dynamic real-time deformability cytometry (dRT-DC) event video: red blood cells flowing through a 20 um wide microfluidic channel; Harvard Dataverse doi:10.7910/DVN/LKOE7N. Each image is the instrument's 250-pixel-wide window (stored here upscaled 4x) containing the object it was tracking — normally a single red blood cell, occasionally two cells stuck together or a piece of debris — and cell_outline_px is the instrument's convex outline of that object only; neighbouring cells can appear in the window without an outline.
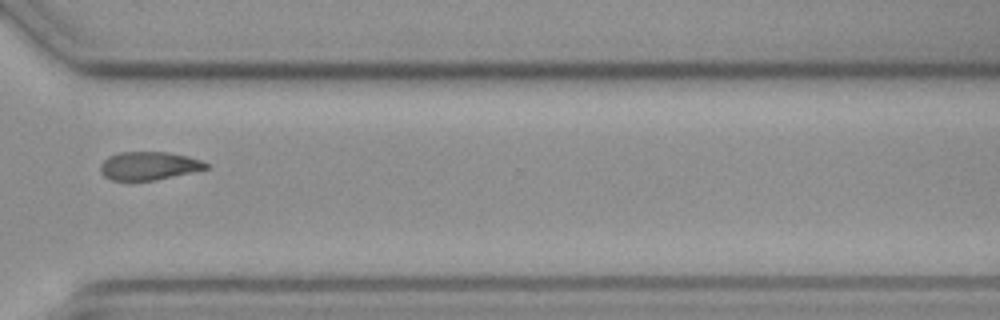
{"species": "common noctule bat (a hibernating species)", "species_latin": "Nyctalus noctula", "temperature_condition": "cold", "stored_images_in_passage": 15, "camera_frame_rate_fps": 3000, "um_per_image_px": 0.085, "animal": {"sex": "female", "body_mass_g": 19.3, "forearm_length_mm": 54.1}, "frame": {"image": 1, "passage_image": 11, "time_ms": 12.667, "image_size_px": [1000, 320], "cell_outline_px": [[208, 168], [156, 180], [112, 180], [104, 176], [100, 172], [100, 164], [108, 156], [120, 152], [168, 152], [188, 156], [200, 160], [208, 164]], "centroid_in_image_um": [12.62, 14.09], "position_along_channel_um": 358.0, "area_um2": 17.28}}
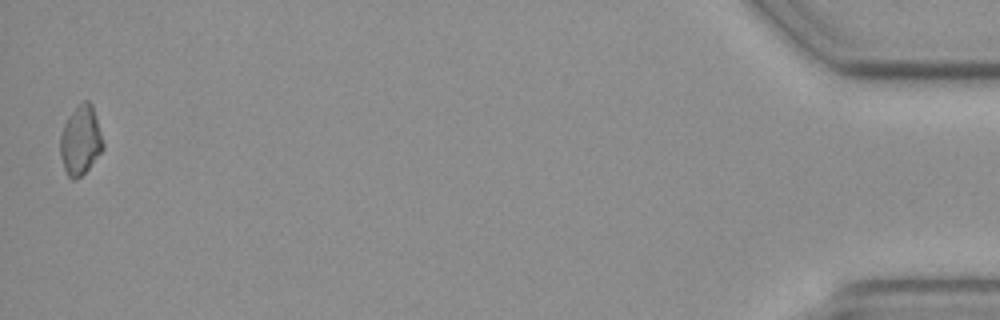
{"frame": {"image": 2, "passage_image": 15, "time_ms": 17.333, "image_size_px": [1000, 320], "cell_outline_px": [[104, 148], [88, 168], [76, 180], [72, 180], [68, 176], [64, 168], [60, 156], [60, 136], [64, 124], [68, 116], [84, 100], [88, 100], [92, 104], [96, 116], [104, 144]], "centroid_in_image_um": [6.84, 11.94], "position_along_channel_um": 428.4, "area_um2": 17.11}, "authors_computed_cell_mechanics": {"area_um2": 16.473, "velocity_mm_per_s": 3.6662, "shape_relaxation_time_tau1_ms": null, "shape_relaxation_time_tau2_ms": 9.9112, "deformation_change_tau1": null, "deformation_change_tau2": 0.1347}}